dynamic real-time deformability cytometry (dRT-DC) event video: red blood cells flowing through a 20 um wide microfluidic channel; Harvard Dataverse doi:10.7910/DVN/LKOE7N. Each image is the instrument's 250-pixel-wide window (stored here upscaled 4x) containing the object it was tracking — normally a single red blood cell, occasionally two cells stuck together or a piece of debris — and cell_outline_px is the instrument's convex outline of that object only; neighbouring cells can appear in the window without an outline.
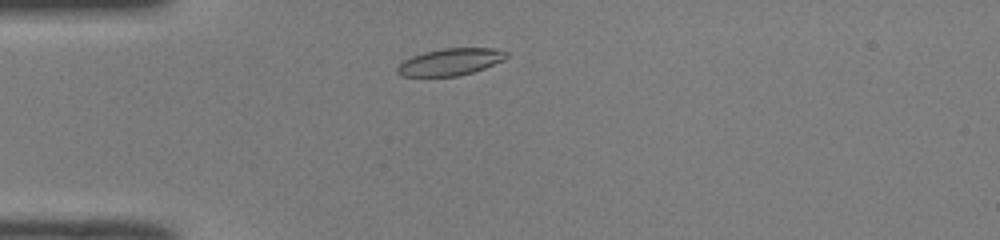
{"species": "common noctule bat (a hibernating species)", "species_latin": "Nyctalus noctula", "temperature_condition": "room temperature", "stored_images_in_passage": 41, "camera_frame_rate_fps": 3000, "um_per_image_px": 0.085, "animal": {"sex": "male", "body_mass_g": 19.0, "forearm_length_mm": 50.8}, "frame": {"image": 1, "passage_image": 4, "time_ms": 1.0, "image_size_px": [1000, 240], "cell_outline_px": [[508, 56], [504, 60], [484, 68], [472, 72], [456, 76], [400, 76], [396, 72], [396, 68], [404, 60], [412, 56], [424, 52], [444, 48], [496, 48], [508, 52]], "centroid_in_image_um": [38.28, 5.25], "position_along_channel_um": 46.7, "area_um2": 17.11}}
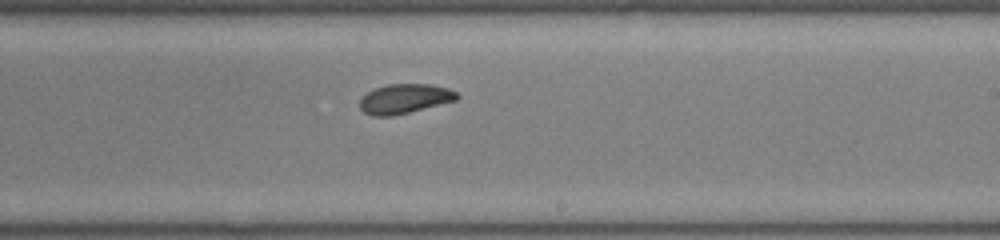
{"frame": {"image": 2, "passage_image": 21, "time_ms": 6.667, "image_size_px": [1000, 240], "cell_outline_px": [[460, 96], [456, 100], [392, 116], [372, 116], [364, 112], [360, 108], [360, 100], [368, 92], [376, 88], [388, 84], [428, 84], [448, 88], [456, 92]], "centroid_in_image_um": [34.39, 8.39], "position_along_channel_um": 254.6, "area_um2": 16.47}}
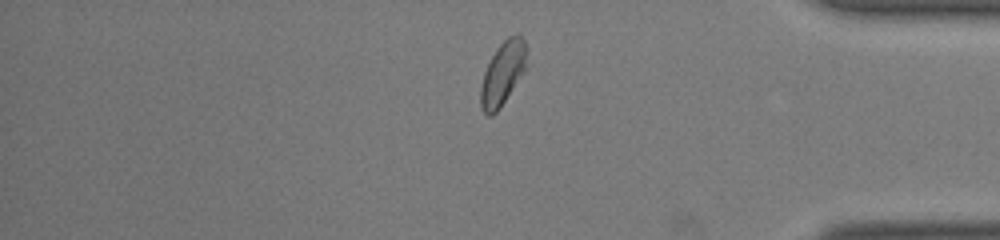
{"frame": {"image": 3, "passage_image": 33, "time_ms": 10.667, "image_size_px": [1000, 240], "cell_outline_px": [[528, 48], [524, 72], [496, 112], [492, 116], [488, 116], [480, 108], [480, 88], [484, 72], [496, 48], [508, 36], [520, 36], [524, 40]], "centroid_in_image_um": [42.72, 6.24], "position_along_channel_um": 392.5, "area_um2": 16.82}, "authors_computed_cell_mechanics": {"area_um2": 17.051, "velocity_mm_per_s": 3.9954, "shape_relaxation_time_tau1_ms": 3.4093, "shape_relaxation_time_tau2_ms": 0.9984, "deformation_change_tau1": 0.1239, "deformation_change_tau2": 0.0559}}